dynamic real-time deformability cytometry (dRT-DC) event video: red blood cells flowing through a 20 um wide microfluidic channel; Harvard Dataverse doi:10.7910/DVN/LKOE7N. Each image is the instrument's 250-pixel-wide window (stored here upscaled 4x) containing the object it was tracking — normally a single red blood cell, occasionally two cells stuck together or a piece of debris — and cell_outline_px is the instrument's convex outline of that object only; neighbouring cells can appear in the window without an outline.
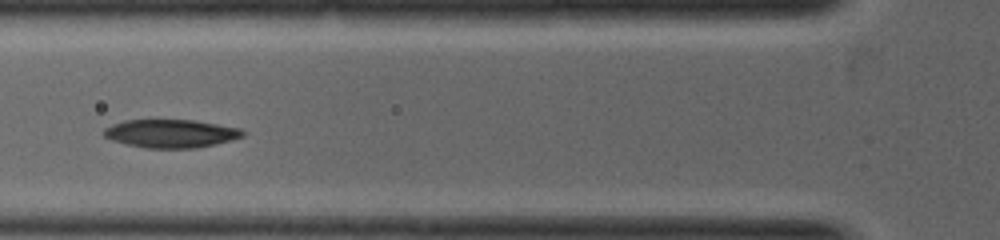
{"species": "common noctule bat (a hibernating species)", "species_latin": "Nyctalus noctula", "temperature_condition": "warm", "stored_images_in_passage": 18, "camera_frame_rate_fps": 5000, "um_per_image_px": 0.085, "animal": {"sex": "female", "body_mass_g": 19.0, "forearm_length_mm": 53.3}, "frame": {"image": 1, "passage_image": 5, "time_ms": 2.8, "image_size_px": [1000, 240], "cell_outline_px": [[244, 136], [212, 144], [192, 148], [148, 148], [128, 144], [112, 140], [104, 136], [104, 128], [112, 124], [124, 120], [148, 116], [156, 116], [196, 120], [240, 128], [244, 132]], "centroid_in_image_um": [14.44, 11.27], "position_along_channel_um": 111.4, "area_um2": 23.7}}
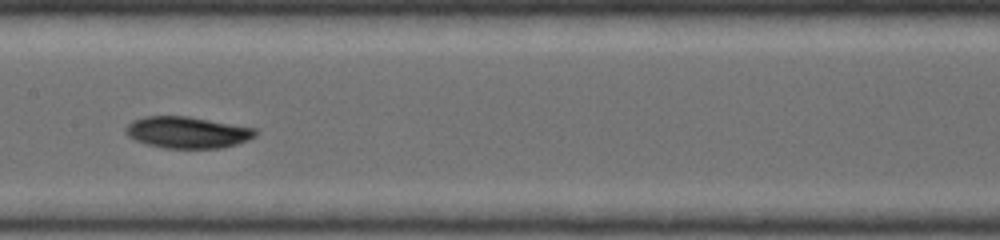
{"frame": {"image": 2, "passage_image": 7, "time_ms": 3.8, "image_size_px": [1000, 240], "cell_outline_px": [[256, 136], [248, 140], [236, 144], [220, 148], [164, 148], [148, 144], [136, 140], [128, 136], [124, 132], [124, 128], [132, 120], [144, 116], [188, 116], [256, 128]], "centroid_in_image_um": [15.91, 11.24], "position_along_channel_um": 191.5, "area_um2": 23.87}}
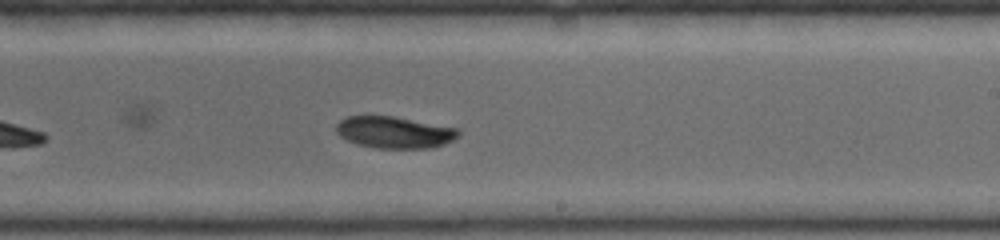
{"frame": {"image": 3, "passage_image": 10, "time_ms": 4.6, "image_size_px": [1000, 240], "cell_outline_px": [[460, 136], [444, 144], [432, 148], [376, 148], [356, 144], [340, 136], [336, 132], [336, 124], [340, 120], [348, 116], [392, 116], [460, 128]], "centroid_in_image_um": [33.55, 11.25], "position_along_channel_um": 255.5, "area_um2": 22.72}}